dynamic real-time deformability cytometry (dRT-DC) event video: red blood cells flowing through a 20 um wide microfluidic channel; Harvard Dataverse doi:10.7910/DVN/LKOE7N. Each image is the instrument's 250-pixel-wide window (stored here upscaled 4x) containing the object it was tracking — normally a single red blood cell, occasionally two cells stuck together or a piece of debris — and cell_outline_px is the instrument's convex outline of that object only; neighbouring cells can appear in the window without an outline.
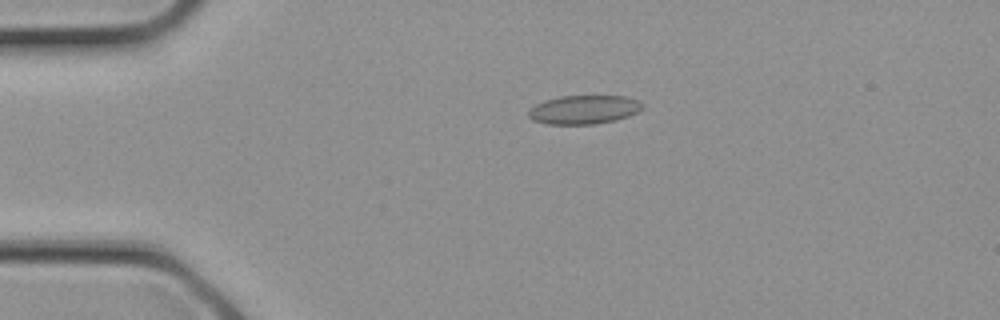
{"species": "common noctule bat (a hibernating species)", "species_latin": "Nyctalus noctula", "temperature_condition": "cold", "stored_images_in_passage": 4, "camera_frame_rate_fps": 3000, "um_per_image_px": 0.085, "animal": {"sex": "female", "body_mass_g": 21.9}, "frame": {"image": 1, "passage_image": 1, "time_ms": 0.0, "image_size_px": [1000, 320], "cell_outline_px": [[644, 108], [628, 116], [616, 120], [596, 124], [548, 124], [532, 120], [528, 116], [528, 112], [536, 104], [544, 100], [560, 96], [624, 96], [636, 100], [644, 104]], "centroid_in_image_um": [49.63, 9.32], "position_along_channel_um": 35.4, "area_um2": 19.07}}